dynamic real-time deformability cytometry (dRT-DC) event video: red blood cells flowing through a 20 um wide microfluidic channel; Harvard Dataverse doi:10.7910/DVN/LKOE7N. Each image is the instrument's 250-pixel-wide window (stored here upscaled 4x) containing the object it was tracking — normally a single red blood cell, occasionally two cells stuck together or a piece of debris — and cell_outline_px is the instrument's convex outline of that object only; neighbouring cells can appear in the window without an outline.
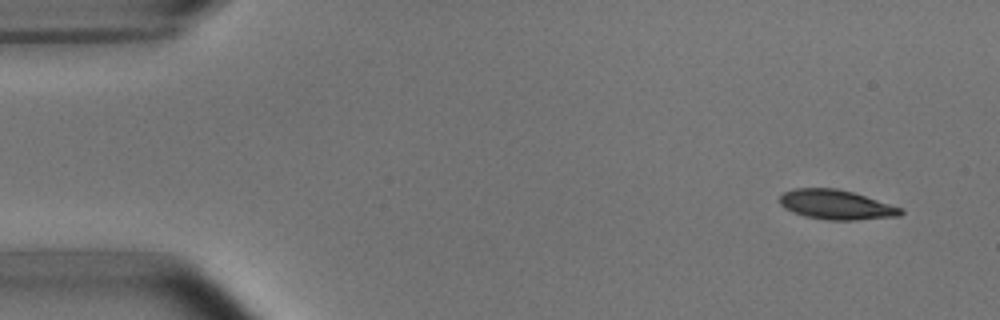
{"species": "common noctule bat (a hibernating species)", "species_latin": "Nyctalus noctula", "temperature_condition": "room temperature", "stored_images_in_passage": 4, "camera_frame_rate_fps": 3000, "um_per_image_px": 0.085, "animal": {"sex": "male", "body_mass_g": 15.6}, "frame": {"image": 1, "passage_image": 1, "time_ms": 0.0, "image_size_px": [1000, 320], "cell_outline_px": [[904, 212], [900, 216], [856, 220], [828, 220], [804, 216], [792, 212], [784, 208], [780, 204], [780, 196], [784, 192], [792, 188], [836, 188], [852, 192], [904, 208]], "centroid_in_image_um": [71.08, 17.4], "position_along_channel_um": 13.9, "area_um2": 20.98}}
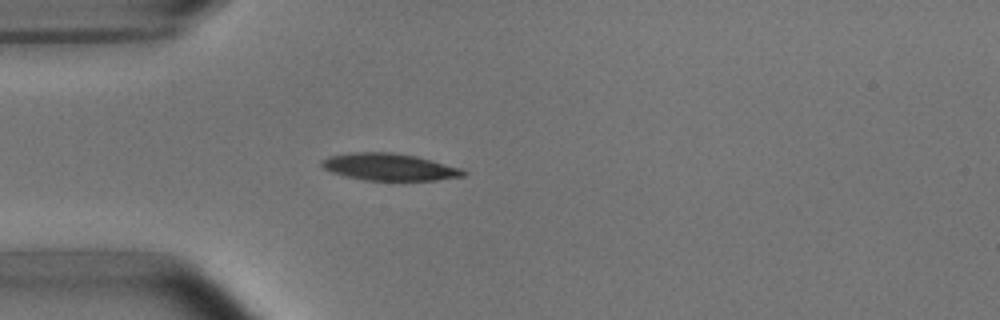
{"frame": {"image": 2, "passage_image": 4, "time_ms": 3.667, "image_size_px": [1000, 320], "cell_outline_px": [[468, 172], [464, 176], [436, 180], [364, 180], [344, 176], [332, 172], [324, 168], [320, 164], [320, 160], [328, 156], [352, 152], [392, 152], [416, 156], [464, 168]], "centroid_in_image_um": [33.11, 14.19], "position_along_channel_um": 51.9, "area_um2": 22.54}}